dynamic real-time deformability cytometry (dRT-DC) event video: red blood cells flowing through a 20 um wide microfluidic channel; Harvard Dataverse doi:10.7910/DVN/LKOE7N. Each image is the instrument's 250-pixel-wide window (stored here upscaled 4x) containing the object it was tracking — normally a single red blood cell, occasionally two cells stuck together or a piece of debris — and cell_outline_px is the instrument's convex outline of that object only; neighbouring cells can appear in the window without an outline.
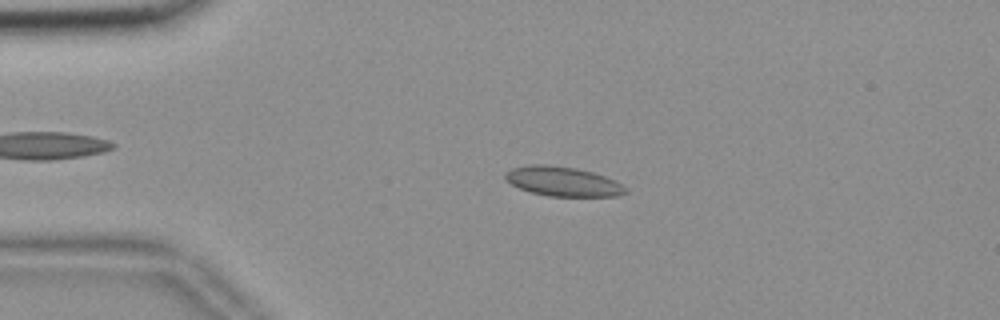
{"species": "common noctule bat (a hibernating species)", "species_latin": "Nyctalus noctula", "temperature_condition": "room temperature", "stored_images_in_passage": 55, "camera_frame_rate_fps": 3000, "um_per_image_px": 0.085, "animal": {"sex": "female", "body_mass_g": 18.4}, "frame": {"image": 1, "passage_image": 12, "time_ms": 3.667, "image_size_px": [1000, 320], "cell_outline_px": [[628, 192], [620, 196], [548, 196], [532, 192], [520, 188], [504, 180], [504, 172], [512, 168], [528, 164], [544, 164], [576, 168], [592, 172], [616, 180], [628, 188]], "centroid_in_image_um": [47.85, 15.42], "position_along_channel_um": 37.2, "area_um2": 20.87}}
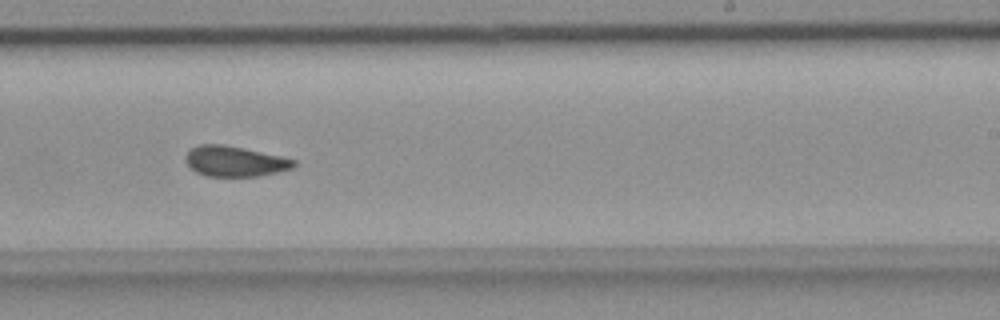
{"frame": {"image": 2, "passage_image": 34, "time_ms": 11.0, "image_size_px": [1000, 320], "cell_outline_px": [[296, 164], [292, 168], [276, 172], [256, 176], [208, 176], [196, 172], [184, 160], [184, 156], [192, 148], [200, 144], [224, 144], [280, 156], [296, 160]], "centroid_in_image_um": [19.93, 13.7], "position_along_channel_um": 269.1, "area_um2": 18.96}}
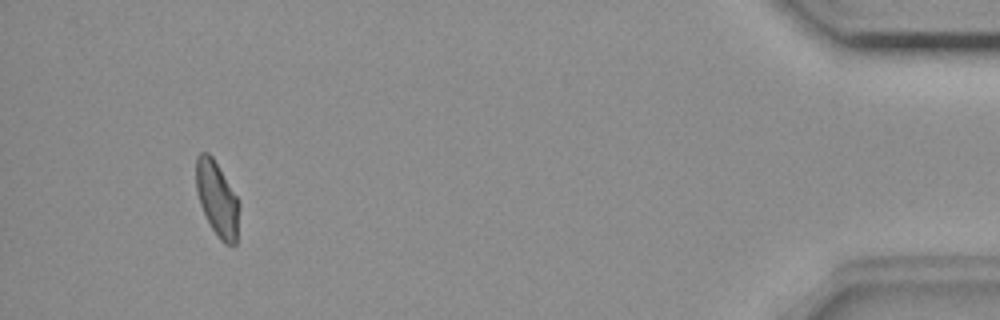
{"frame": {"image": 3, "passage_image": 52, "time_ms": 17.0, "image_size_px": [1000, 320], "cell_outline_px": [[240, 208], [236, 244], [224, 244], [220, 240], [212, 228], [200, 204], [196, 188], [196, 156], [200, 152], [208, 152], [212, 156], [236, 196], [240, 204]], "centroid_in_image_um": [18.46, 16.9], "position_along_channel_um": 416.7, "area_um2": 18.61}, "authors_computed_cell_mechanics": {"area_um2": 19.652, "velocity_mm_per_s": 3.6312, "shape_relaxation_time_tau1_ms": null, "shape_relaxation_time_tau2_ms": 2.3276, "deformation_change_tau1": null, "deformation_change_tau2": 0.0679}}